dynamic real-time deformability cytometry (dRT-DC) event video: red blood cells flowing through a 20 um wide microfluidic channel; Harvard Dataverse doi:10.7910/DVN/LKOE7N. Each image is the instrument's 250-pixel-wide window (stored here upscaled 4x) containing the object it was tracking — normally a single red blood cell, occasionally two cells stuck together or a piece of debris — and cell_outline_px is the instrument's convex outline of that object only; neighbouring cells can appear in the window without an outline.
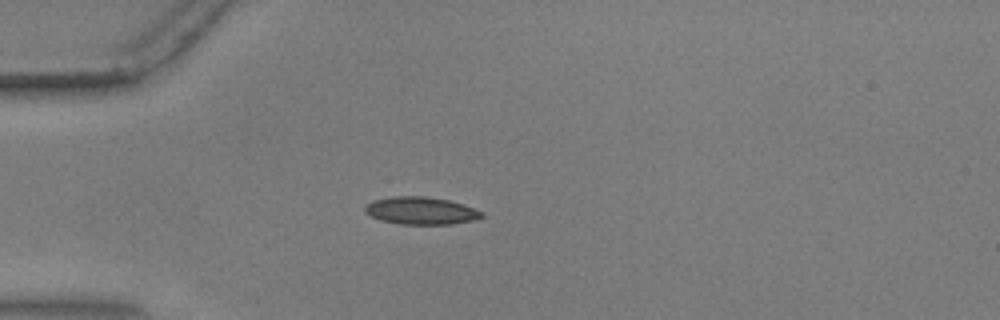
{"species": "common noctule bat (a hibernating species)", "species_latin": "Nyctalus noctula", "temperature_condition": "warm", "stored_images_in_passage": 56, "camera_frame_rate_fps": 3000, "um_per_image_px": 0.085, "animal": {"sex": "male", "body_mass_g": 17.9, "forearm_length_mm": 54.2}, "frame": {"image": 1, "passage_image": 16, "time_ms": 5.0, "image_size_px": [1000, 320], "cell_outline_px": [[484, 216], [472, 220], [452, 224], [400, 224], [380, 220], [364, 212], [364, 204], [372, 200], [392, 196], [424, 196], [448, 200], [464, 204], [484, 212]], "centroid_in_image_um": [35.75, 17.9], "position_along_channel_um": 49.3, "area_um2": 18.84}}
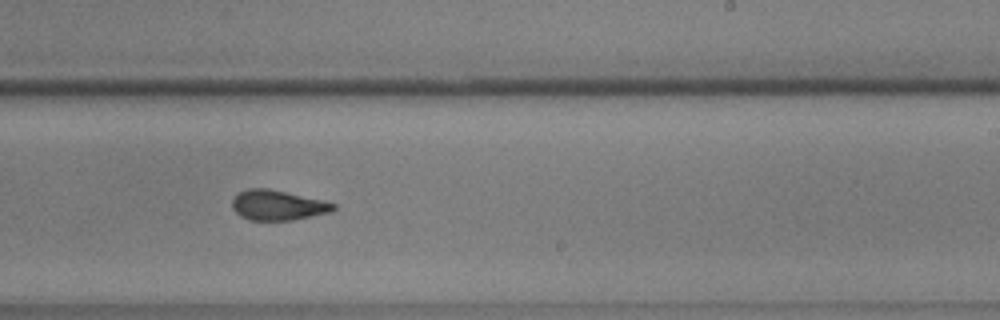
{"frame": {"image": 2, "passage_image": 35, "time_ms": 11.333, "image_size_px": [1000, 320], "cell_outline_px": [[336, 208], [332, 212], [292, 220], [248, 220], [240, 216], [232, 208], [232, 200], [240, 192], [248, 188], [268, 188], [320, 200], [336, 204]], "centroid_in_image_um": [23.59, 17.45], "position_along_channel_um": 265.4, "area_um2": 17.57}}
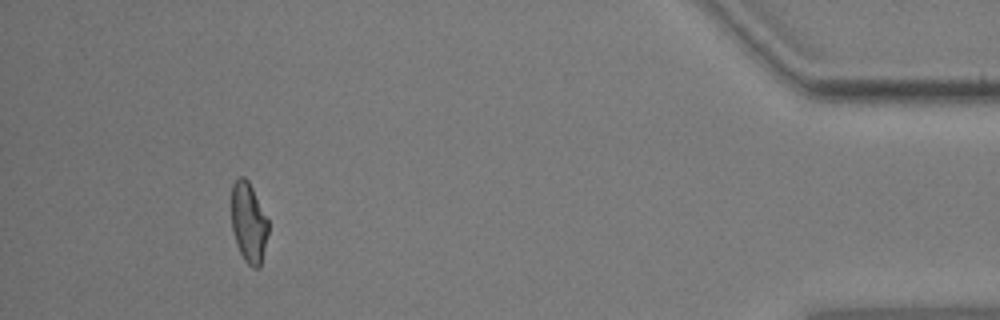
{"frame": {"image": 3, "passage_image": 52, "time_ms": 17.0, "image_size_px": [1000, 320], "cell_outline_px": [[268, 232], [260, 268], [252, 268], [244, 260], [236, 244], [232, 228], [232, 184], [240, 176], [244, 176], [248, 180], [268, 220]], "centroid_in_image_um": [21.13, 18.94], "position_along_channel_um": 414.1, "area_um2": 17.05}, "authors_computed_cell_mechanics": {"area_um2": 17.918, "velocity_mm_per_s": 3.6546, "shape_relaxation_time_tau1_ms": 9.3398, "shape_relaxation_time_tau2_ms": 1.7335, "deformation_change_tau1": 0.2009, "deformation_change_tau2": 0.0704}}